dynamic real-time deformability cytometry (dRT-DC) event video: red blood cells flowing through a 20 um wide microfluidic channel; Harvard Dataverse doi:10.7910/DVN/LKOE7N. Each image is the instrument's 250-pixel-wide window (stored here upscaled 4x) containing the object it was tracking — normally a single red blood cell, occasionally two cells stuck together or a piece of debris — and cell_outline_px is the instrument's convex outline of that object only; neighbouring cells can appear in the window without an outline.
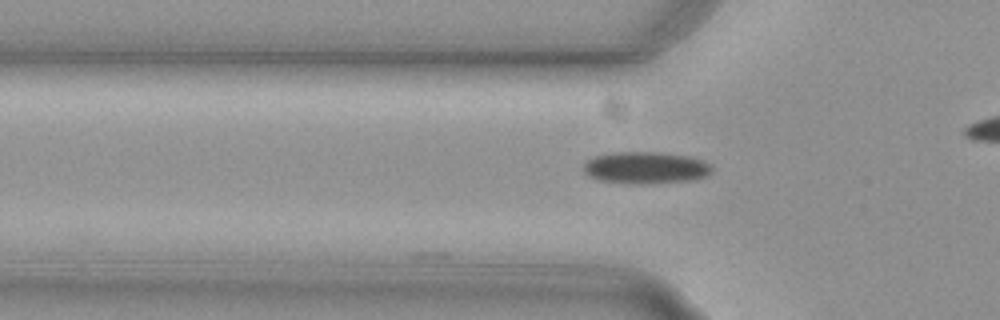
{"species": "common noctule bat (a hibernating species)", "species_latin": "Nyctalus noctula", "temperature_condition": "cold", "stored_images_in_passage": 2, "camera_frame_rate_fps": 3000, "um_per_image_px": 0.085, "animal": {"sex": "female", "body_mass_g": 29.2, "forearm_length_mm": 56.3}, "frame": {"image": 1, "passage_image": 2, "time_ms": 0.333, "image_size_px": [1000, 320], "cell_outline_px": [[712, 172], [704, 176], [692, 180], [640, 184], [628, 184], [600, 180], [588, 176], [584, 172], [584, 164], [588, 160], [596, 156], [612, 152], [656, 152], [688, 156], [700, 160], [708, 164], [712, 168]], "centroid_in_image_um": [54.84, 14.26], "position_along_channel_um": 71.0, "area_um2": 23.7}}